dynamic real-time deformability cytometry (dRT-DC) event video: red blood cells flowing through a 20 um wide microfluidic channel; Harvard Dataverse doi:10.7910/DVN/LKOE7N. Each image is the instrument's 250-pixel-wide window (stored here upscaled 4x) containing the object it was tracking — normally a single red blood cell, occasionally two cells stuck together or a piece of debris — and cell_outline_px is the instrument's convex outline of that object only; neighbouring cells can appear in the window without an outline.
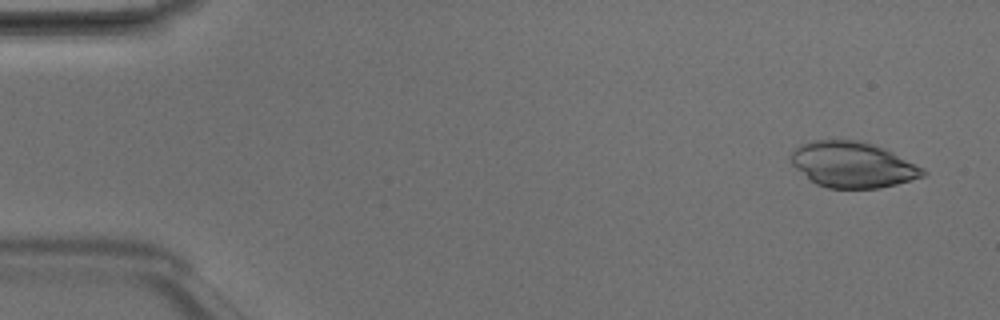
{"species": "Egyptian fruit bat (a non-hibernating species)", "species_latin": "Rousettus aegyptiacus", "temperature_condition": "room temperature", "stored_images_in_passage": 4, "camera_frame_rate_fps": 3000, "um_per_image_px": 0.085, "animal": {"sex": "male"}, "frame": {"image": 1, "passage_image": 1, "time_ms": 0.0, "image_size_px": [1000, 320], "cell_outline_px": [[928, 172], [924, 176], [896, 184], [880, 188], [828, 188], [816, 184], [796, 168], [788, 160], [792, 152], [800, 144], [812, 140], [860, 140], [884, 148], [924, 168]], "centroid_in_image_um": [72.47, 13.99], "position_along_channel_um": 12.5, "area_um2": 35.14}}